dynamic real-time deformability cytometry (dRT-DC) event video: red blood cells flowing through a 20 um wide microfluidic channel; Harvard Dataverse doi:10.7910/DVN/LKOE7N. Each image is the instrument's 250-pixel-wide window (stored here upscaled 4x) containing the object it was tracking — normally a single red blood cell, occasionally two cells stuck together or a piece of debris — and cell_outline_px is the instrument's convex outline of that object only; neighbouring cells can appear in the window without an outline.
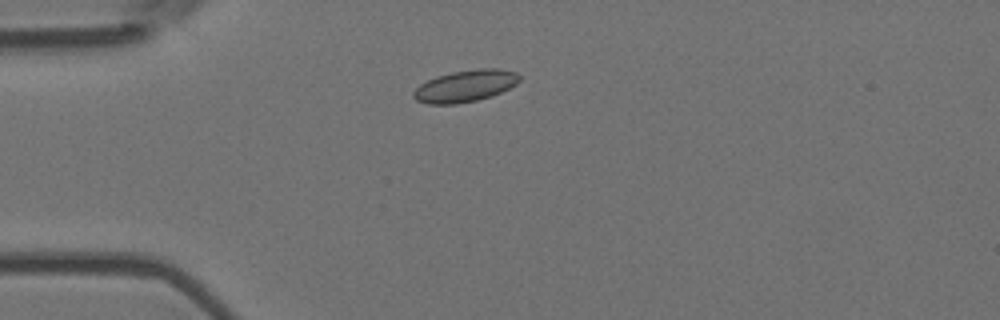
{"species": "Egyptian fruit bat (a non-hibernating species)", "species_latin": "Rousettus aegyptiacus", "temperature_condition": "room temperature", "stored_images_in_passage": 4, "camera_frame_rate_fps": 3000, "um_per_image_px": 0.085, "animal": {"sex": "female"}, "frame": {"image": 1, "passage_image": 4, "time_ms": 1.0, "image_size_px": [1000, 320], "cell_outline_px": [[520, 80], [516, 84], [492, 96], [476, 100], [456, 104], [428, 104], [416, 100], [412, 96], [412, 92], [420, 84], [436, 76], [452, 72], [476, 68], [496, 68], [516, 72], [520, 76]], "centroid_in_image_um": [39.53, 7.3], "position_along_channel_um": 45.5, "area_um2": 19.65}}